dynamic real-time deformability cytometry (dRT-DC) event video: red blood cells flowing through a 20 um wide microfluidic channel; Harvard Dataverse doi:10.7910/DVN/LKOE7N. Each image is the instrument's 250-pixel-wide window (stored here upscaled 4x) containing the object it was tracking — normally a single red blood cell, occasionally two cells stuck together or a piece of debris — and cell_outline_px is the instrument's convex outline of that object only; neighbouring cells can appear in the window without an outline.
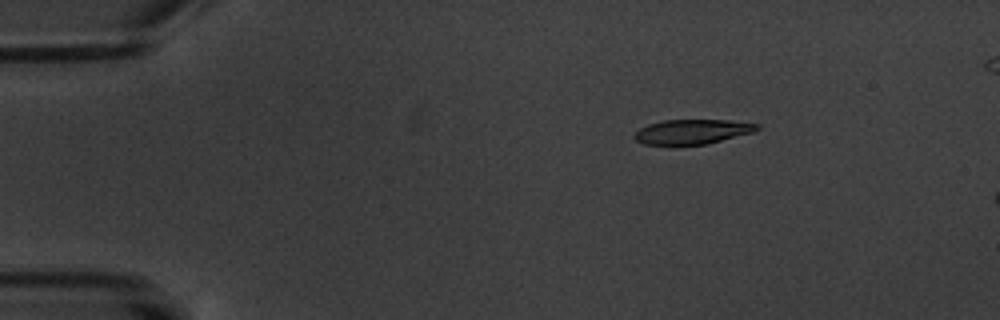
{"species": "common noctule bat (a hibernating species)", "species_latin": "Nyctalus noctula", "temperature_condition": "warm", "stored_images_in_passage": 3, "camera_frame_rate_fps": 3000, "um_per_image_px": 0.085, "animal": {"sex": "male", "body_mass_g": 20.1, "forearm_length_mm": 53.5}, "frame": {"image": 1, "passage_image": 1, "time_ms": 0.0, "image_size_px": [1000, 320], "cell_outline_px": [[760, 128], [756, 132], [708, 144], [644, 144], [636, 140], [632, 136], [640, 128], [648, 124], [664, 120], [728, 120], [760, 124]], "centroid_in_image_um": [58.9, 11.19], "position_along_channel_um": 26.1, "area_um2": 17.69}}